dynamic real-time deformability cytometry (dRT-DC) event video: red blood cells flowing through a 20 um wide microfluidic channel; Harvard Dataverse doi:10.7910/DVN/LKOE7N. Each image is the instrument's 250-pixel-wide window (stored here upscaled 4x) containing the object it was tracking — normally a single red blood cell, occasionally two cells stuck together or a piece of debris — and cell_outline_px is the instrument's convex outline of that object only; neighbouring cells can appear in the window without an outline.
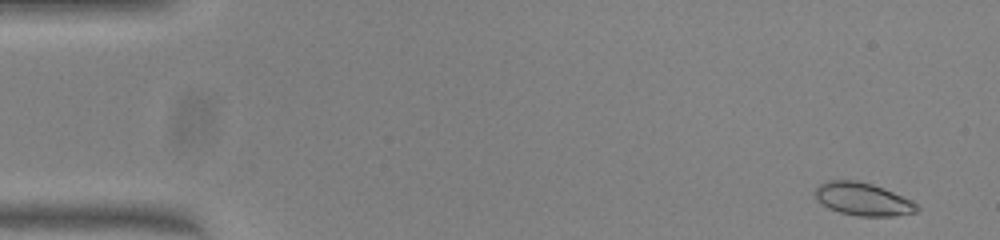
{"species": "common noctule bat (a hibernating species)", "species_latin": "Nyctalus noctula", "temperature_condition": "warm", "stored_images_in_passage": 50, "camera_frame_rate_fps": 3000, "um_per_image_px": 0.085, "animal": {"sex": "female", "body_mass_g": 23.0, "forearm_length_mm": 53.4}, "frame": {"image": 1, "passage_image": 2, "time_ms": 0.333, "image_size_px": [1000, 240], "cell_outline_px": [[920, 208], [916, 212], [896, 216], [856, 216], [840, 212], [828, 208], [816, 200], [812, 192], [820, 184], [828, 180], [856, 180], [872, 184], [884, 188], [912, 200]], "centroid_in_image_um": [73.32, 16.93], "position_along_channel_um": 11.7, "area_um2": 19.71}}
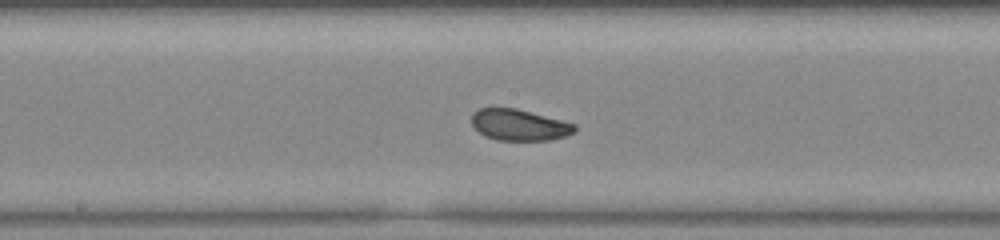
{"frame": {"image": 2, "passage_image": 26, "time_ms": 8.333, "image_size_px": [1000, 240], "cell_outline_px": [[576, 132], [564, 136], [548, 140], [496, 140], [484, 136], [472, 124], [472, 112], [480, 108], [516, 108], [576, 124]], "centroid_in_image_um": [44.13, 10.62], "position_along_channel_um": 204.1, "area_um2": 18.67}}
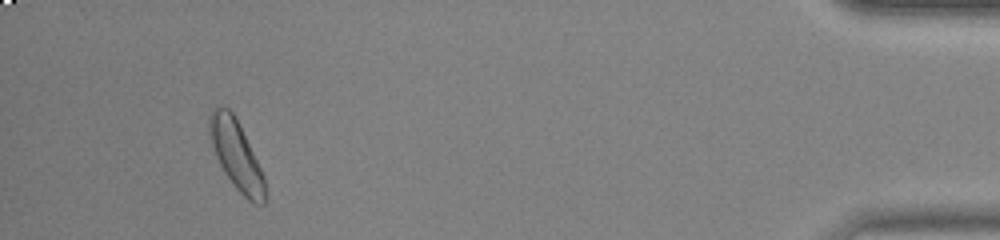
{"frame": {"image": 3, "passage_image": 47, "time_ms": 15.333, "image_size_px": [1000, 240], "cell_outline_px": [[264, 204], [256, 204], [248, 200], [236, 188], [224, 172], [216, 156], [208, 136], [208, 116], [212, 108], [228, 108], [232, 112], [264, 176]], "centroid_in_image_um": [20.02, 13.16], "position_along_channel_um": 415.2, "area_um2": 21.62}, "authors_computed_cell_mechanics": {"area_um2": 19.7098, "velocity_mm_per_s": 4.0099, "shape_relaxation_time_tau1_ms": 3.0681, "shape_relaxation_time_tau2_ms": 1.453, "deformation_change_tau1": 0.1068, "deformation_change_tau2": 0.0576}}